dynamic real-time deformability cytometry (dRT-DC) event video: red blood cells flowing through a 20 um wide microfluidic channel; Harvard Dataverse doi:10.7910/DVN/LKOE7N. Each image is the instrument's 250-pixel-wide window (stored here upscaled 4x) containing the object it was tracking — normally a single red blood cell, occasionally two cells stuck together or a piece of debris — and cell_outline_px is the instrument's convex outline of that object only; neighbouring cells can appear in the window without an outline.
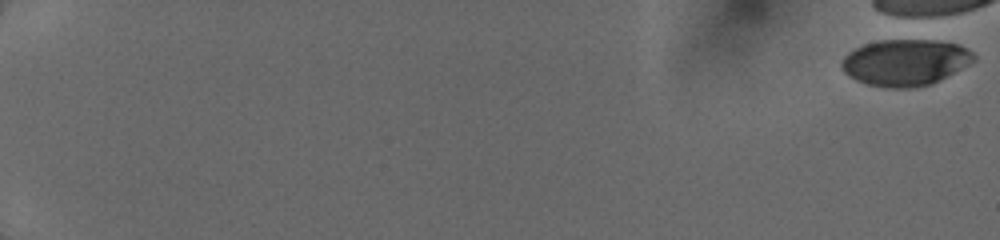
{"species": "human", "species_latin": "Homo sapiens", "temperature_condition": "cold", "stored_images_in_passage": 6, "camera_frame_rate_fps": 3000, "um_per_image_px": 0.085, "donor": {"sex": "female"}, "frame": {"image": 1, "passage_image": 1, "time_ms": 0.0, "image_size_px": [1000, 240], "cell_outline_px": [[976, 60], [932, 84], [912, 88], [888, 88], [864, 84], [848, 76], [844, 72], [840, 64], [844, 56], [852, 48], [864, 44], [880, 40], [932, 40], [956, 44], [968, 48], [976, 56]], "centroid_in_image_um": [76.91, 5.31], "position_along_channel_um": 8.1, "area_um2": 35.95}}